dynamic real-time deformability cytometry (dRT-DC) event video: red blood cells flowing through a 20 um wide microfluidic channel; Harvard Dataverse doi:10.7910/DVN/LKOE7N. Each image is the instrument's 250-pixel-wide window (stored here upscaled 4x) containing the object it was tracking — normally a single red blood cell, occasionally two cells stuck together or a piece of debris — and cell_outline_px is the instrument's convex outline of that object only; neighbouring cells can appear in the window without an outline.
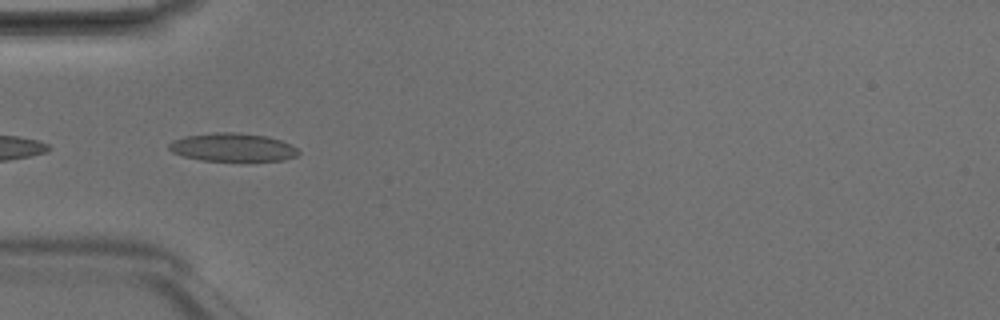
{"species": "Egyptian fruit bat (a non-hibernating species)", "species_latin": "Rousettus aegyptiacus", "temperature_condition": "room temperature", "stored_images_in_passage": 5, "camera_frame_rate_fps": 3000, "um_per_image_px": 0.085, "animal": {"sex": "male"}, "frame": {"image": 1, "passage_image": 5, "time_ms": 1.333, "image_size_px": [1000, 320], "cell_outline_px": [[300, 152], [296, 156], [284, 160], [200, 160], [184, 156], [172, 152], [168, 148], [168, 144], [172, 140], [184, 136], [216, 132], [236, 132], [268, 136], [292, 144]], "centroid_in_image_um": [19.76, 12.5], "position_along_channel_um": 65.2, "area_um2": 21.27}}